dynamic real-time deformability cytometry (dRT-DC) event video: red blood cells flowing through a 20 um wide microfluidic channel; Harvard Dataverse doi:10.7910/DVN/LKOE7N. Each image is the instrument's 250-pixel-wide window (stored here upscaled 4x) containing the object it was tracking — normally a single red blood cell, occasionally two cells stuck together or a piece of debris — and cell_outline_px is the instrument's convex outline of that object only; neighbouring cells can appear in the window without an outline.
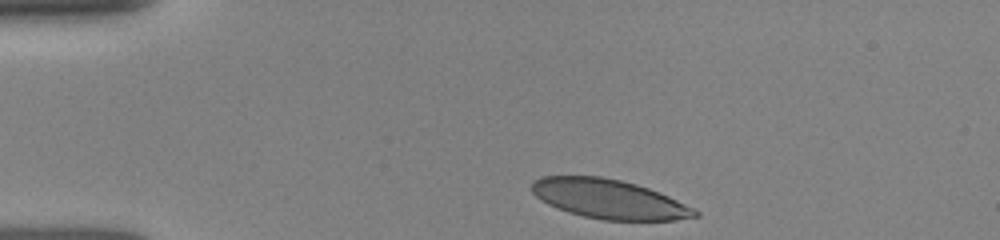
{"species": "human", "species_latin": "Homo sapiens", "temperature_condition": "room temperature", "stored_images_in_passage": 10, "camera_frame_rate_fps": 3000, "um_per_image_px": 0.085, "donor": {"sex": "female"}, "frame": {"image": 1, "passage_image": 1, "time_ms": 0.0, "image_size_px": [1000, 240], "cell_outline_px": [[700, 216], [676, 220], [604, 220], [584, 216], [568, 212], [548, 204], [540, 200], [532, 192], [532, 180], [540, 176], [600, 176], [620, 180], [636, 184], [648, 188], [668, 196], [700, 212]], "centroid_in_image_um": [51.74, 16.91], "position_along_channel_um": 33.3, "area_um2": 37.17}}
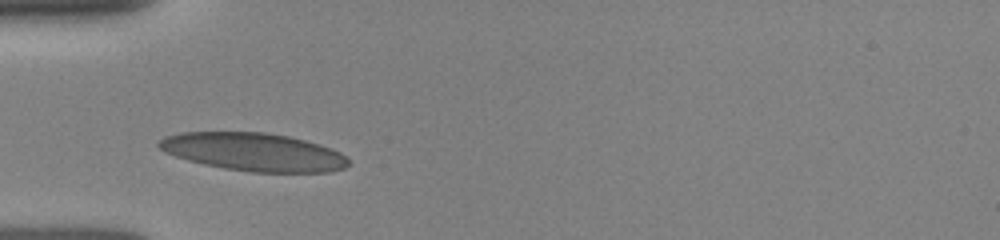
{"frame": {"image": 2, "passage_image": 9, "time_ms": 2.0, "image_size_px": [1000, 240], "cell_outline_px": [[348, 164], [344, 168], [332, 172], [252, 172], [224, 168], [204, 164], [188, 160], [164, 152], [156, 144], [164, 136], [180, 132], [264, 132], [288, 136], [320, 144], [332, 148], [340, 152], [348, 160]], "centroid_in_image_um": [21.55, 12.91], "position_along_channel_um": 63.5, "area_um2": 42.02}}